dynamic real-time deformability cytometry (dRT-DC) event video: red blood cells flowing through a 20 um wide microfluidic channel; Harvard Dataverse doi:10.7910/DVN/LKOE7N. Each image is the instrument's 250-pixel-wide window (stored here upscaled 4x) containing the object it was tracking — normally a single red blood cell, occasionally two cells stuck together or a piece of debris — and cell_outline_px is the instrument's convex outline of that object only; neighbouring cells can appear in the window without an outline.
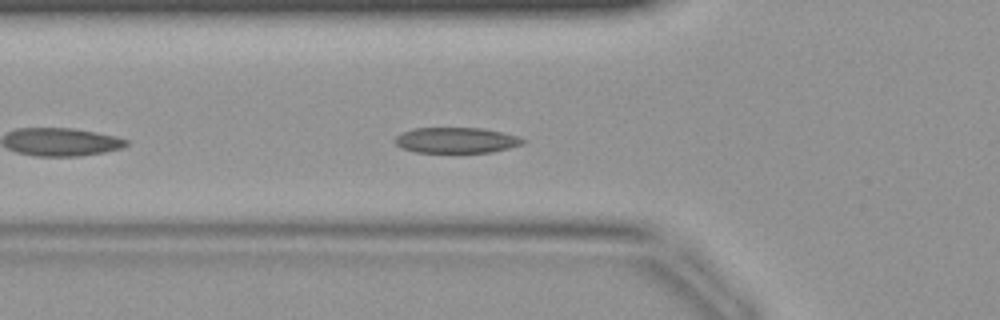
{"species": "common noctule bat (a hibernating species)", "species_latin": "Nyctalus noctula", "temperature_condition": "warm", "stored_images_in_passage": 26, "camera_frame_rate_fps": 3000, "um_per_image_px": 0.085, "animal": {"sex": "female", "body_mass_g": 19.9}, "frame": {"image": 1, "passage_image": 5, "time_ms": 1.333, "image_size_px": [1000, 320], "cell_outline_px": [[528, 140], [524, 144], [492, 152], [416, 152], [400, 148], [392, 140], [396, 136], [412, 128], [484, 128], [516, 136]], "centroid_in_image_um": [38.76, 11.92], "position_along_channel_um": 87.0, "area_um2": 19.13}}
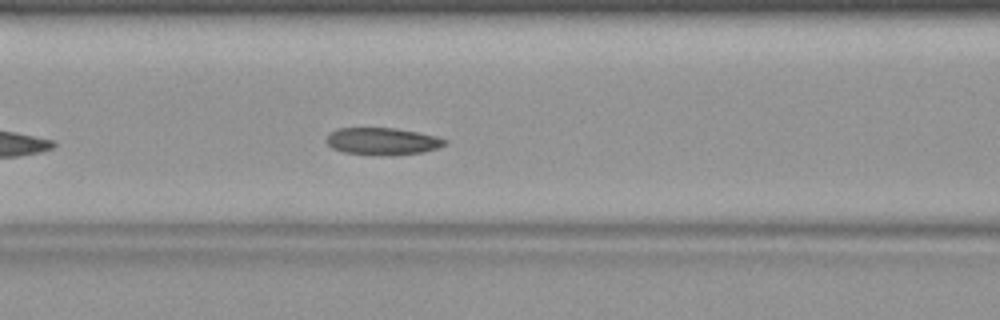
{"frame": {"image": 2, "passage_image": 8, "time_ms": 2.333, "image_size_px": [1000, 320], "cell_outline_px": [[448, 144], [436, 148], [420, 152], [384, 156], [380, 156], [344, 152], [332, 148], [324, 140], [328, 132], [336, 128], [396, 128], [436, 136], [448, 140]], "centroid_in_image_um": [32.45, 12.0], "position_along_channel_um": 134.1, "area_um2": 18.9}}